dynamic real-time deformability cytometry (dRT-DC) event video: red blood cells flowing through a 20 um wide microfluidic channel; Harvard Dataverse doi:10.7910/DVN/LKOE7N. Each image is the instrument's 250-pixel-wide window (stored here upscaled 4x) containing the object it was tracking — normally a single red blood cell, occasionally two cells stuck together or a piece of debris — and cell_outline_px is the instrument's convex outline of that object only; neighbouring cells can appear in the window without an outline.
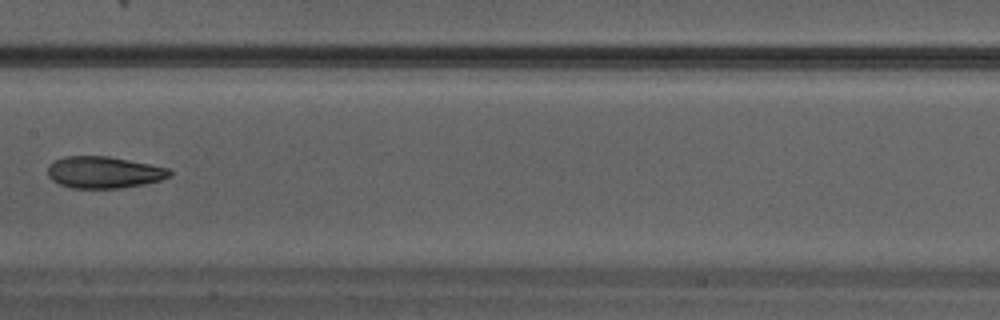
{"species": "Egyptian fruit bat (a non-hibernating species)", "species_latin": "Rousettus aegyptiacus", "temperature_condition": "warm", "stored_images_in_passage": 31, "camera_frame_rate_fps": 3000, "um_per_image_px": 0.085, "animal": {"sex": "male"}, "frame": {"image": 1, "passage_image": 14, "time_ms": 4.333, "image_size_px": [1000, 320], "cell_outline_px": [[172, 176], [160, 180], [144, 184], [124, 188], [72, 188], [60, 184], [52, 180], [48, 176], [48, 168], [56, 160], [64, 156], [108, 156], [168, 168], [172, 172]], "centroid_in_image_um": [8.85, 14.65], "position_along_channel_um": 198.6, "area_um2": 22.43}}